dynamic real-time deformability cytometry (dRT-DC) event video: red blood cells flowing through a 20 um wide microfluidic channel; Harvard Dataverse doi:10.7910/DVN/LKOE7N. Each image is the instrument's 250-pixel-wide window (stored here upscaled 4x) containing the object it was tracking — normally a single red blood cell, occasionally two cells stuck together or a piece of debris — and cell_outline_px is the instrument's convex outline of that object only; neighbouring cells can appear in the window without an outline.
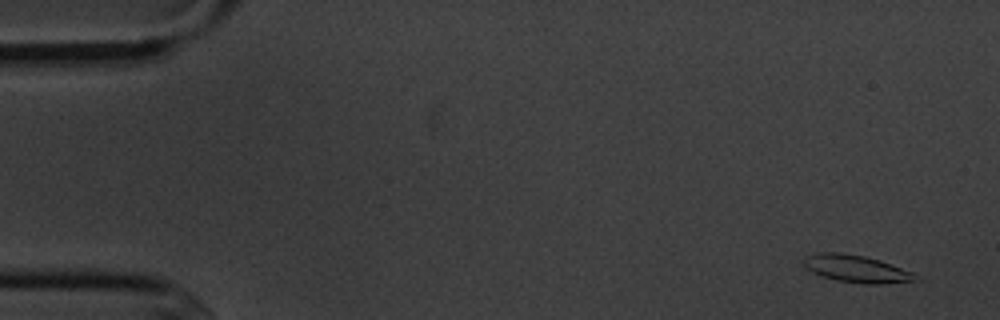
{"species": "common noctule bat (a hibernating species)", "species_latin": "Nyctalus noctula", "temperature_condition": "cold", "stored_images_in_passage": 4, "camera_frame_rate_fps": 3000, "um_per_image_px": 0.085, "animal": {"sex": "male", "body_mass_g": 20.1, "forearm_length_mm": 53.5}, "frame": {"image": 1, "passage_image": 1, "time_ms": 0.0, "image_size_px": [1000, 320], "cell_outline_px": [[924, 280], [884, 284], [864, 284], [836, 280], [812, 272], [804, 268], [804, 256], [820, 252], [840, 252], [864, 256], [880, 260], [912, 272], [920, 276]], "centroid_in_image_um": [72.84, 22.85], "position_along_channel_um": 12.2, "area_um2": 18.03}}